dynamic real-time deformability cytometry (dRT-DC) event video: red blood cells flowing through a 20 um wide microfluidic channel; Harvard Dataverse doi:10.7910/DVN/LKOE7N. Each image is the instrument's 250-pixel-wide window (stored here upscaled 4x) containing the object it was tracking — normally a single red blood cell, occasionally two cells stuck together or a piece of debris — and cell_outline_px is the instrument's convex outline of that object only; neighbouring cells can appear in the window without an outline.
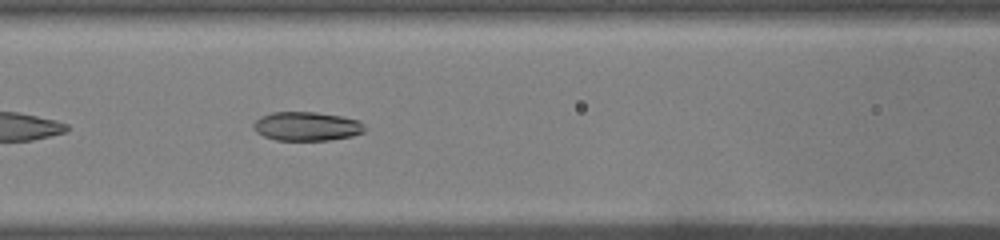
{"species": "common noctule bat (a hibernating species)", "species_latin": "Nyctalus noctula", "temperature_condition": "warm", "stored_images_in_passage": 38, "camera_frame_rate_fps": 3000, "um_per_image_px": 0.085, "animal": {"sex": "male", "body_mass_g": 19.0, "forearm_length_mm": 50.8}, "frame": {"image": 1, "passage_image": 10, "time_ms": 3.0, "image_size_px": [1000, 240], "cell_outline_px": [[368, 128], [364, 132], [352, 136], [328, 140], [276, 140], [264, 136], [256, 132], [252, 128], [252, 124], [260, 116], [272, 112], [316, 112], [340, 116], [360, 120]], "centroid_in_image_um": [26.08, 10.73], "position_along_channel_um": 140.5, "area_um2": 18.96}}
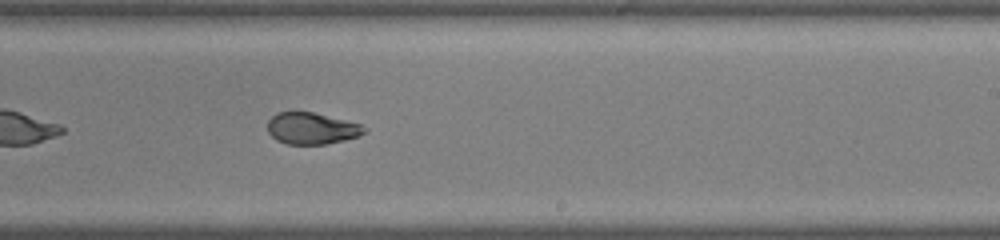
{"frame": {"image": 2, "passage_image": 19, "time_ms": 6.0, "image_size_px": [1000, 240], "cell_outline_px": [[368, 132], [360, 136], [344, 140], [324, 144], [288, 144], [276, 140], [268, 132], [268, 120], [276, 112], [296, 108], [360, 124], [368, 128]], "centroid_in_image_um": [26.47, 10.87], "position_along_channel_um": 262.5, "area_um2": 18.32}}
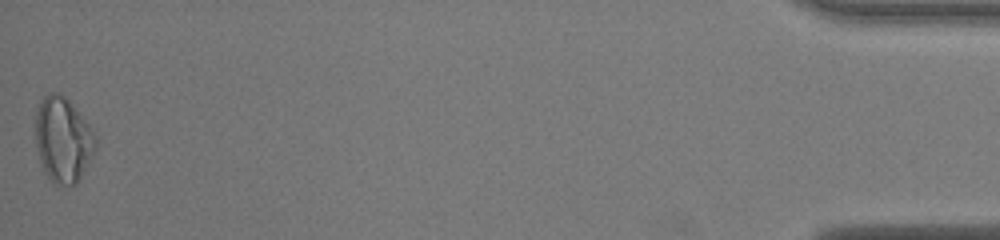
{"frame": {"image": 3, "passage_image": 38, "time_ms": 12.333, "image_size_px": [1000, 240], "cell_outline_px": [[96, 148], [92, 156], [76, 184], [60, 188], [44, 172], [40, 160], [36, 144], [36, 112], [40, 100], [48, 92], [56, 92], [64, 96], [72, 104], [88, 124], [96, 136]], "centroid_in_image_um": [5.35, 11.89], "position_along_channel_um": 429.9, "area_um2": 29.71}, "authors_computed_cell_mechanics": {"area_um2": 19.6809, "velocity_mm_per_s": 4.0816, "shape_relaxation_time_tau1_ms": null, "shape_relaxation_time_tau2_ms": 1.1983, "deformation_change_tau1": null, "deformation_change_tau2": 0.0546}}